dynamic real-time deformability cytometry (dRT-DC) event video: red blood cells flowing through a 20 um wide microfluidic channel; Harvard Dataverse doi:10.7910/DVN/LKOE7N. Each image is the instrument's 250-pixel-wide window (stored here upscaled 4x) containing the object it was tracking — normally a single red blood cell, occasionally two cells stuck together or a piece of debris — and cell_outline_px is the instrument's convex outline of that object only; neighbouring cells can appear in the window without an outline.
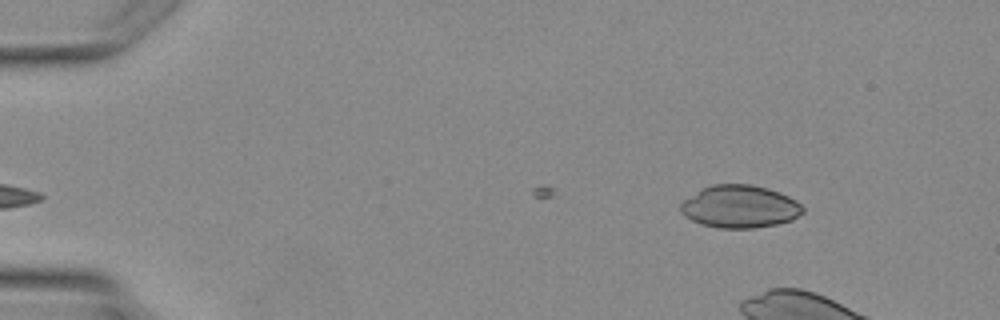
{"species": "Egyptian fruit bat (a non-hibernating species)", "species_latin": "Rousettus aegyptiacus", "temperature_condition": "warm", "stored_images_in_passage": 2, "camera_frame_rate_fps": 3000, "um_per_image_px": 0.085, "animal": {"sex": "female"}, "frame": {"image": 1, "passage_image": 2, "time_ms": 2.0, "image_size_px": [1000, 320], "cell_outline_px": [[804, 212], [792, 220], [776, 224], [752, 228], [720, 228], [700, 224], [684, 216], [680, 212], [680, 204], [684, 200], [704, 188], [712, 184], [752, 184], [768, 188], [780, 192], [796, 200], [804, 208]], "centroid_in_image_um": [62.9, 17.56], "position_along_channel_um": 22.1, "area_um2": 30.35}}